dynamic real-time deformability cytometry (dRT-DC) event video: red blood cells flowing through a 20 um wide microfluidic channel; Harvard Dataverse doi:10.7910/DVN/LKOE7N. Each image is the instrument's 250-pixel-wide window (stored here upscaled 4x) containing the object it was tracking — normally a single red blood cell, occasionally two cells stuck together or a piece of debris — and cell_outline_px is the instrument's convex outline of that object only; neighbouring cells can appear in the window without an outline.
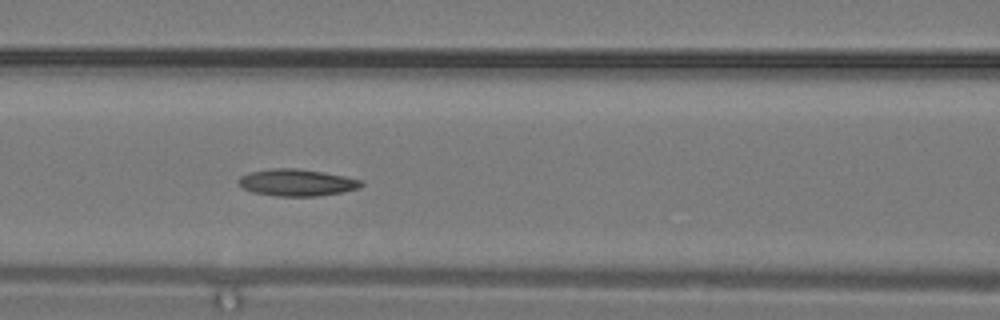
{"species": "common noctule bat (a hibernating species)", "species_latin": "Nyctalus noctula", "temperature_condition": "warm", "stored_images_in_passage": 20, "camera_frame_rate_fps": 3000, "um_per_image_px": 0.085, "animal": {"sex": "male", "body_mass_g": 19.2, "forearm_length_mm": 51.8}, "frame": {"image": 1, "passage_image": 4, "time_ms": 1.0, "image_size_px": [1000, 320], "cell_outline_px": [[364, 184], [360, 188], [344, 192], [316, 196], [276, 196], [252, 192], [244, 188], [240, 184], [240, 176], [248, 172], [272, 168], [296, 168], [324, 172], [364, 180]], "centroid_in_image_um": [25.28, 15.51], "position_along_channel_um": 141.3, "area_um2": 19.31}}